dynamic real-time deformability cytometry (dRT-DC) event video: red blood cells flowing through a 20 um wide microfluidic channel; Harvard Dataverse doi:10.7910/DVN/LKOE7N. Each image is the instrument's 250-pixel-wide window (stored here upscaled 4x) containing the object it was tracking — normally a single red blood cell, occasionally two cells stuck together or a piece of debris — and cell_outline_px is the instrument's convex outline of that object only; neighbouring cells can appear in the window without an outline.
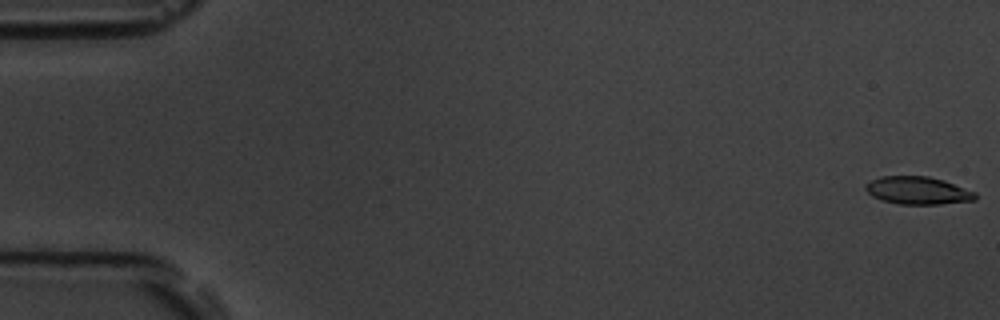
{"species": "common noctule bat (a hibernating species)", "species_latin": "Nyctalus noctula", "temperature_condition": "room temperature", "stored_images_in_passage": 54, "camera_frame_rate_fps": 3000, "um_per_image_px": 0.085, "animal": {"sex": "male", "body_mass_g": 19.5, "forearm_length_mm": 54.6}, "frame": {"image": 1, "passage_image": 1, "time_ms": 0.0, "image_size_px": [1000, 320], "cell_outline_px": [[976, 200], [940, 204], [896, 204], [872, 196], [864, 188], [864, 184], [880, 176], [928, 176], [944, 180], [976, 192]], "centroid_in_image_um": [78.01, 16.19], "position_along_channel_um": 7.0, "area_um2": 17.74}}
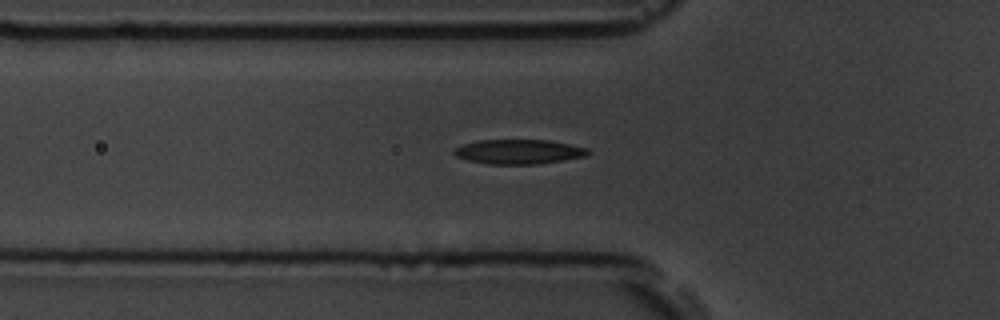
{"frame": {"image": 2, "passage_image": 19, "time_ms": 6.0, "image_size_px": [1000, 320], "cell_outline_px": [[592, 152], [584, 156], [536, 164], [488, 164], [468, 160], [456, 156], [452, 152], [456, 148], [464, 144], [480, 140], [548, 140], [588, 148]], "centroid_in_image_um": [44.08, 12.89], "position_along_channel_um": 81.7, "area_um2": 18.9}}
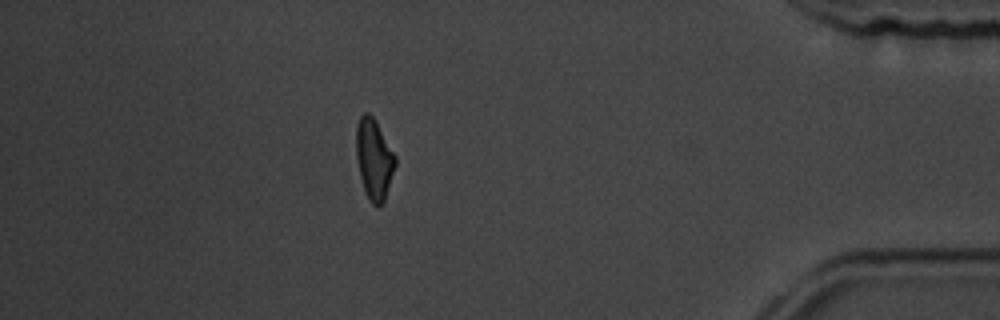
{"frame": {"image": 3, "passage_image": 48, "time_ms": 15.667, "image_size_px": [1000, 320], "cell_outline_px": [[396, 164], [384, 204], [380, 208], [376, 208], [368, 200], [364, 192], [360, 176], [356, 156], [356, 128], [360, 116], [364, 112], [368, 112], [376, 120], [396, 156]], "centroid_in_image_um": [31.8, 13.58], "position_along_channel_um": 403.4, "area_um2": 18.79}, "authors_computed_cell_mechanics": {"area_um2": 18.6694, "velocity_mm_per_s": 3.7839, "shape_relaxation_time_tau1_ms": 4.3001, "shape_relaxation_time_tau2_ms": 7.8053, "deformation_change_tau1": 0.151, "deformation_change_tau2": 0.1668}}